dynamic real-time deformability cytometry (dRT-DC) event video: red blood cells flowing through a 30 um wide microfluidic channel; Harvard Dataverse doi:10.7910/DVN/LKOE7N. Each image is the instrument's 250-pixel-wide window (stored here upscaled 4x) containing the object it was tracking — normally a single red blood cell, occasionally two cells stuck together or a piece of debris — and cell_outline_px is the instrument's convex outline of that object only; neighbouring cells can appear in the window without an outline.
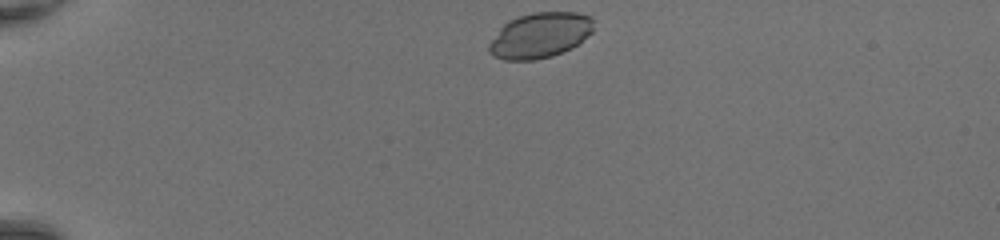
{"species": "common noctule bat (a hibernating species)", "species_latin": "Nyctalus noctula", "temperature_condition": "room temperature", "stored_images_in_passage": 37, "camera_frame_rate_fps": 3000, "um_per_image_px": 0.085, "animal": {"sex": "female", "body_mass_g": 20.0, "forearm_length_mm": 54.0}, "frame": {"image": 1, "passage_image": 1, "time_ms": 0.0, "image_size_px": [1000, 240], "cell_outline_px": [[592, 32], [572, 48], [552, 56], [536, 60], [504, 60], [488, 52], [488, 44], [500, 28], [508, 20], [516, 16], [532, 12], [576, 12], [588, 16], [592, 20]], "centroid_in_image_um": [45.86, 3.0], "position_along_channel_um": 39.1, "area_um2": 27.63}}
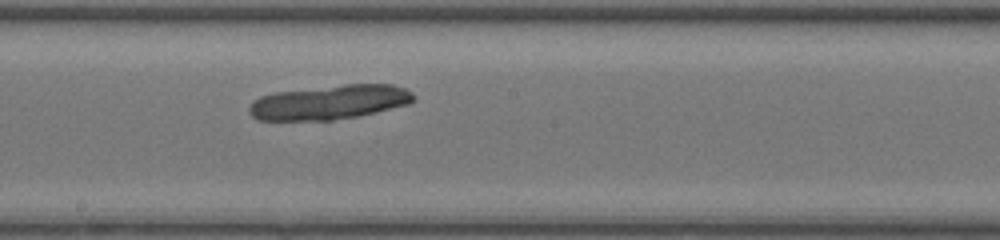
{"frame": {"image": 2, "passage_image": 18, "time_ms": 5.667, "image_size_px": [1000, 240], "cell_outline_px": [[416, 100], [408, 104], [360, 116], [332, 120], [256, 120], [248, 112], [248, 108], [252, 100], [260, 96], [276, 92], [344, 84], [392, 84], [404, 88], [412, 92], [416, 96]], "centroid_in_image_um": [28.01, 8.69], "position_along_channel_um": 220.2, "area_um2": 33.23}}
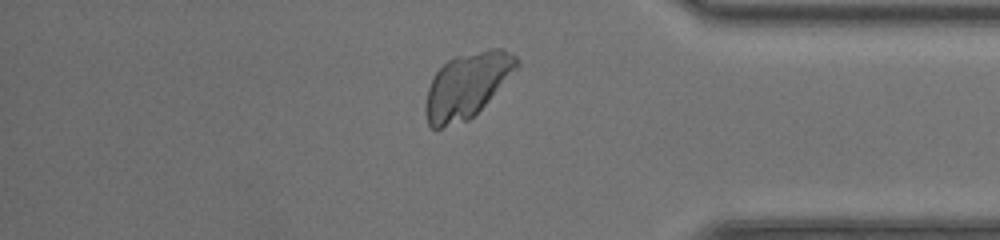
{"frame": {"image": 3, "passage_image": 31, "time_ms": 10.0, "image_size_px": [1000, 240], "cell_outline_px": [[520, 64], [488, 100], [468, 120], [436, 132], [428, 124], [424, 112], [424, 108], [428, 88], [436, 72], [448, 60], [456, 56], [492, 48], [504, 48], [516, 56], [520, 60]], "centroid_in_image_um": [39.65, 7.29], "position_along_channel_um": 395.5, "area_um2": 34.39}}